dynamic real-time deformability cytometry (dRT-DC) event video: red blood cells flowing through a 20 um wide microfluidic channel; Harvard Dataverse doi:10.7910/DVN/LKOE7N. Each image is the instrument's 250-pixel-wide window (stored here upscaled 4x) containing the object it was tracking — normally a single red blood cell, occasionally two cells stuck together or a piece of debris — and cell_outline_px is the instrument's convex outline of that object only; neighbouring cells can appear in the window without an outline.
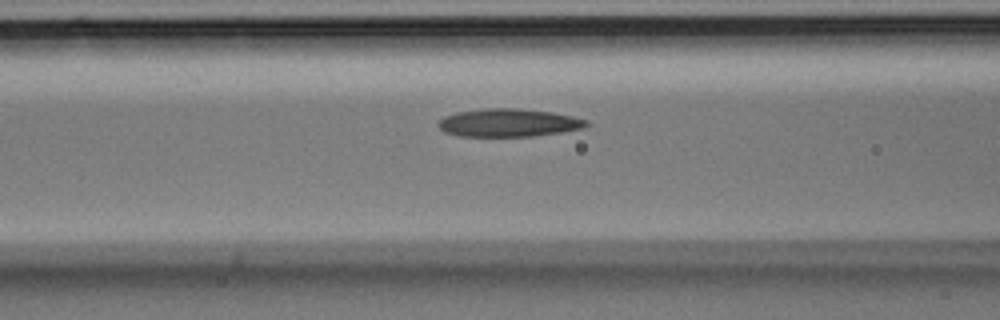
{"species": "Egyptian fruit bat (a non-hibernating species)", "species_latin": "Rousettus aegyptiacus", "temperature_condition": "room temperature", "stored_images_in_passage": 6, "camera_frame_rate_fps": 3000, "um_per_image_px": 0.085, "animal": {"sex": "male"}, "frame": {"image": 1, "passage_image": 6, "time_ms": 1.667, "image_size_px": [1000, 320], "cell_outline_px": [[592, 124], [584, 128], [560, 132], [532, 136], [456, 136], [444, 132], [436, 124], [444, 116], [456, 112], [488, 108], [520, 108], [552, 112], [572, 116], [588, 120]], "centroid_in_image_um": [43.24, 10.43], "position_along_channel_um": 123.4, "area_um2": 24.33}}